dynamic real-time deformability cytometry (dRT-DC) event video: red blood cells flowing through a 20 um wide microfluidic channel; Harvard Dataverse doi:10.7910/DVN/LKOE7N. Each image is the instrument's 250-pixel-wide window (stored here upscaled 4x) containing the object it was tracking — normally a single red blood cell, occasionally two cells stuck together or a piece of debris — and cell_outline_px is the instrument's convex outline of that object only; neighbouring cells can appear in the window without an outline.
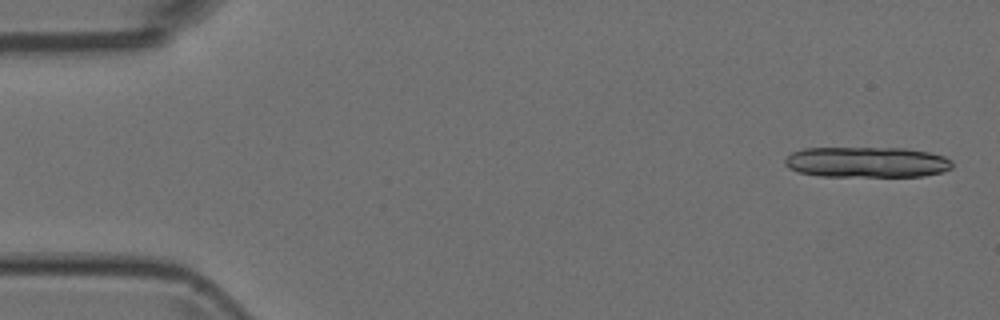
{"species": "Egyptian fruit bat (a non-hibernating species)", "species_latin": "Rousettus aegyptiacus", "temperature_condition": "room temperature", "stored_images_in_passage": 5, "segment_of_instrument_passage": [1, 2], "camera_frame_rate_fps": 3000, "um_per_image_px": 0.085, "animal": {"sex": "female"}, "frame": {"image": 1, "passage_image": 1, "time_ms": 0.0, "image_size_px": [1000, 320], "cell_outline_px": [[952, 168], [944, 172], [924, 176], [820, 176], [800, 172], [788, 168], [784, 164], [784, 160], [792, 152], [804, 148], [904, 148], [928, 152], [944, 156], [952, 160]], "centroid_in_image_um": [73.69, 13.78], "position_along_channel_um": 11.3, "area_um2": 30.0}}